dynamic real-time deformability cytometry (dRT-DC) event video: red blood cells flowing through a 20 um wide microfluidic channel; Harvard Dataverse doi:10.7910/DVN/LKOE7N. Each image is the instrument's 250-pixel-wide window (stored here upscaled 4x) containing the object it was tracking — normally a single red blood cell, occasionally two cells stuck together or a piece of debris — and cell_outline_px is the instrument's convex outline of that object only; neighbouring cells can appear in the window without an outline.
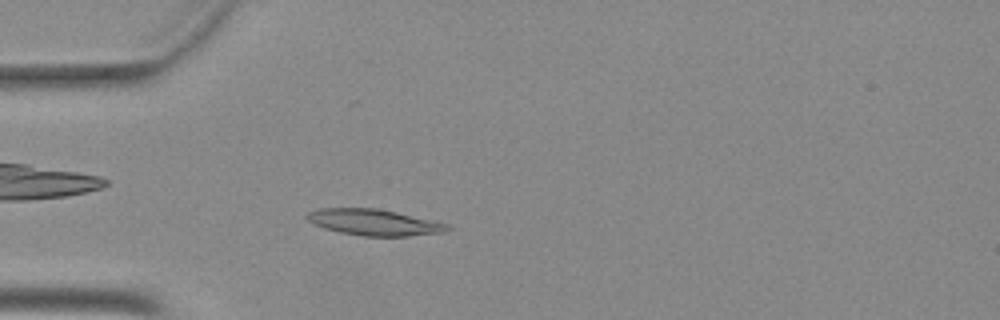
{"species": "Egyptian fruit bat (a non-hibernating species)", "species_latin": "Rousettus aegyptiacus", "temperature_condition": "warm", "stored_images_in_passage": 37, "camera_frame_rate_fps": 3000, "um_per_image_px": 0.085, "animal": {"sex": "female"}, "frame": {"image": 1, "passage_image": 14, "time_ms": 4.333, "image_size_px": [1000, 320], "cell_outline_px": [[452, 228], [444, 232], [408, 236], [364, 236], [340, 232], [324, 228], [308, 220], [304, 216], [308, 212], [320, 208], [376, 208], [396, 212], [432, 220], [448, 224]], "centroid_in_image_um": [31.8, 18.89], "position_along_channel_um": 53.2, "area_um2": 21.27}}
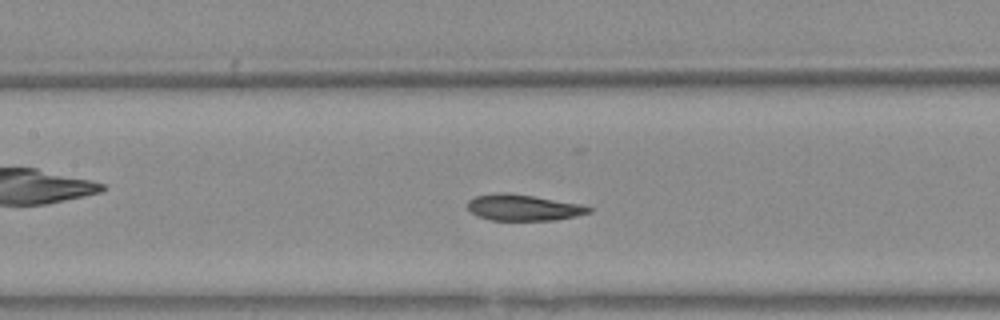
{"frame": {"image": 2, "passage_image": 23, "time_ms": 7.333, "image_size_px": [1000, 320], "cell_outline_px": [[592, 212], [576, 216], [556, 220], [488, 220], [476, 216], [468, 208], [468, 200], [476, 196], [500, 192], [504, 192], [532, 196], [584, 204], [592, 208]], "centroid_in_image_um": [44.51, 17.65], "position_along_channel_um": 162.9, "area_um2": 18.55}}
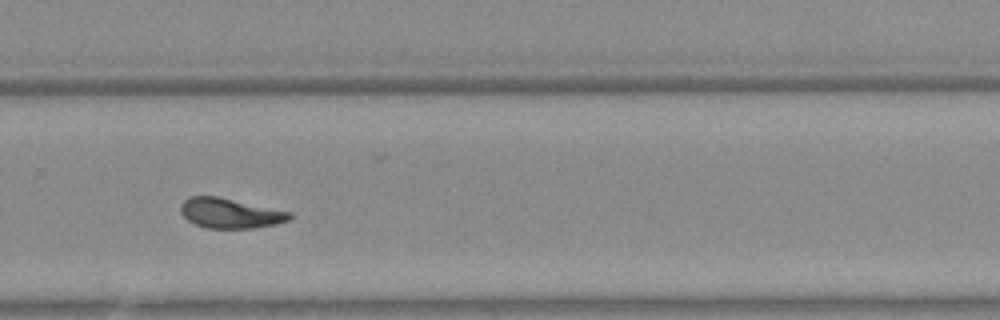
{"frame": {"image": 3, "passage_image": 34, "time_ms": 11.0, "image_size_px": [1000, 320], "cell_outline_px": [[292, 216], [288, 220], [276, 224], [252, 228], [208, 228], [196, 224], [188, 220], [180, 212], [180, 204], [184, 200], [192, 196], [216, 196], [292, 212]], "centroid_in_image_um": [19.55, 18.12], "position_along_channel_um": 310.2, "area_um2": 18.84}}